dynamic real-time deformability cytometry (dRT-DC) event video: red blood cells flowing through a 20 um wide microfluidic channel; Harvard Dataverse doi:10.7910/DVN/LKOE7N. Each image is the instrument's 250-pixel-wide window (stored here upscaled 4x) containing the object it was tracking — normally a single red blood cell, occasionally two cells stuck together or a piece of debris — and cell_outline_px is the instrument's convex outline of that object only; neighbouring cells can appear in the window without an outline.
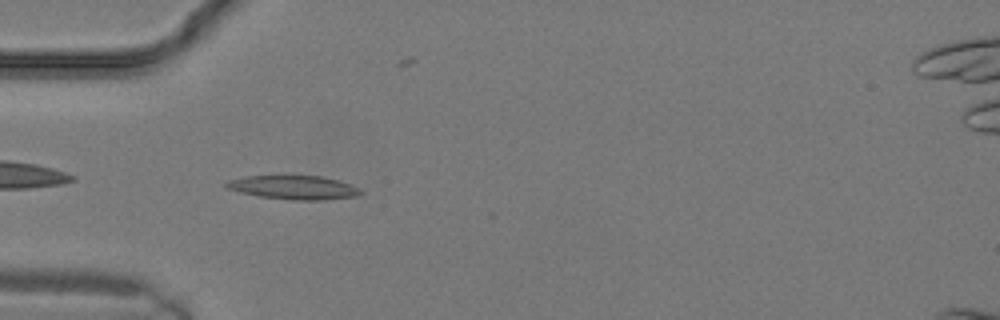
{"species": "common noctule bat (a hibernating species)", "species_latin": "Nyctalus noctula", "temperature_condition": "warm", "stored_images_in_passage": 4, "camera_frame_rate_fps": 3000, "um_per_image_px": 0.085, "animal": {"sex": "male", "body_mass_g": 19.2, "forearm_length_mm": 51.8}, "frame": {"image": 1, "passage_image": 1, "time_ms": 0.0, "image_size_px": [1000, 320], "cell_outline_px": [[364, 192], [356, 196], [324, 200], [292, 200], [260, 196], [240, 192], [224, 188], [224, 184], [228, 180], [244, 176], [320, 176], [340, 180], [352, 184], [360, 188]], "centroid_in_image_um": [24.99, 15.93], "position_along_channel_um": 60.0, "area_um2": 18.79}}
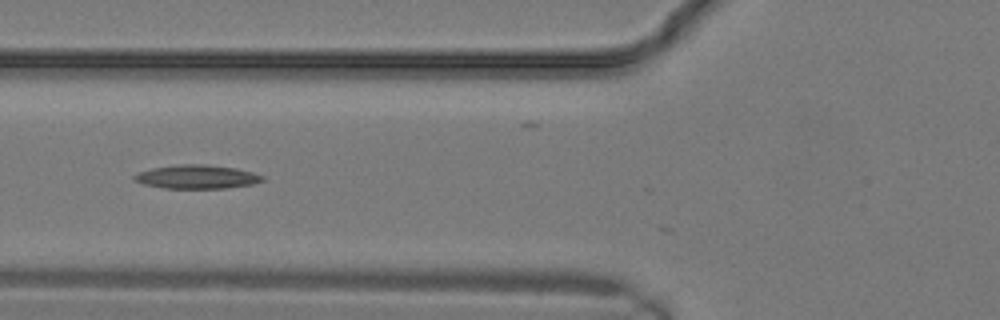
{"frame": {"image": 2, "passage_image": 3, "time_ms": 0.667, "image_size_px": [1000, 320], "cell_outline_px": [[264, 180], [252, 184], [228, 188], [164, 188], [144, 184], [132, 180], [132, 176], [136, 172], [152, 168], [180, 164], [208, 164], [236, 168], [252, 172], [264, 176]], "centroid_in_image_um": [16.7, 15.02], "position_along_channel_um": 109.1, "area_um2": 17.86}}